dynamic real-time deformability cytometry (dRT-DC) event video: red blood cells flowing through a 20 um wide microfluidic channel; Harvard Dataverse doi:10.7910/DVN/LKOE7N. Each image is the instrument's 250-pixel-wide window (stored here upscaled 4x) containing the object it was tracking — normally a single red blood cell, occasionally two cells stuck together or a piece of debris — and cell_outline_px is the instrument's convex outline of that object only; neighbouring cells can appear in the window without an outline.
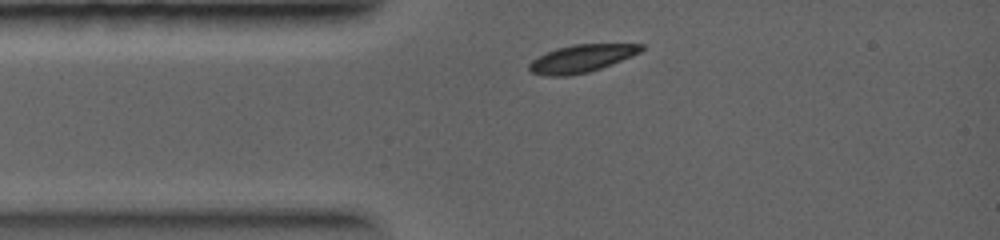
{"species": "common noctule bat (a hibernating species)", "species_latin": "Nyctalus noctula", "temperature_condition": "warm", "stored_images_in_passage": 6, "camera_frame_rate_fps": 5000, "um_per_image_px": 0.085, "animal": {"sex": "female", "body_mass_g": 19.0, "forearm_length_mm": 56.7}, "frame": {"image": 1, "passage_image": 1, "time_ms": 0.0, "image_size_px": [1000, 240], "cell_outline_px": [[644, 48], [640, 52], [632, 56], [600, 68], [588, 72], [568, 76], [544, 76], [532, 72], [528, 68], [528, 64], [532, 60], [548, 52], [572, 44], [644, 44]], "centroid_in_image_um": [49.43, 4.98], "position_along_channel_um": 35.6, "area_um2": 17.8}}